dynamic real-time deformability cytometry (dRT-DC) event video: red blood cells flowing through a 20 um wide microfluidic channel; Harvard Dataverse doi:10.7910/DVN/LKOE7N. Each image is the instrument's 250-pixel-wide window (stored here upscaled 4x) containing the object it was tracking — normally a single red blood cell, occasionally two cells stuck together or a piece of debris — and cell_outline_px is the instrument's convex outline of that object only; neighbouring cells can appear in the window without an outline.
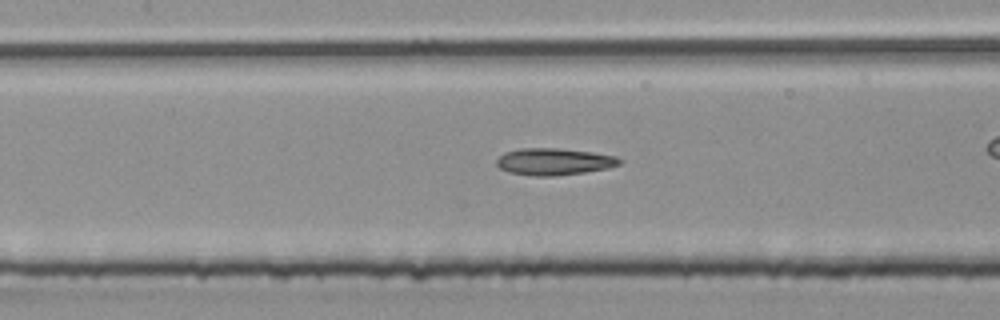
{"species": "common noctule bat (a hibernating species)", "species_latin": "Nyctalus noctula", "temperature_condition": "room temperature", "stored_images_in_passage": 25, "camera_frame_rate_fps": 3000, "um_per_image_px": 0.085, "animal": {"sex": "male", "body_mass_g": 20.4}, "frame": {"image": 1, "passage_image": 8, "time_ms": 2.333, "image_size_px": [1000, 320], "cell_outline_px": [[624, 160], [620, 164], [608, 168], [584, 172], [552, 176], [532, 176], [508, 172], [500, 168], [496, 164], [496, 160], [504, 152], [520, 148], [560, 148], [592, 152], [616, 156]], "centroid_in_image_um": [47.09, 13.73], "position_along_channel_um": 160.3, "area_um2": 19.36}}
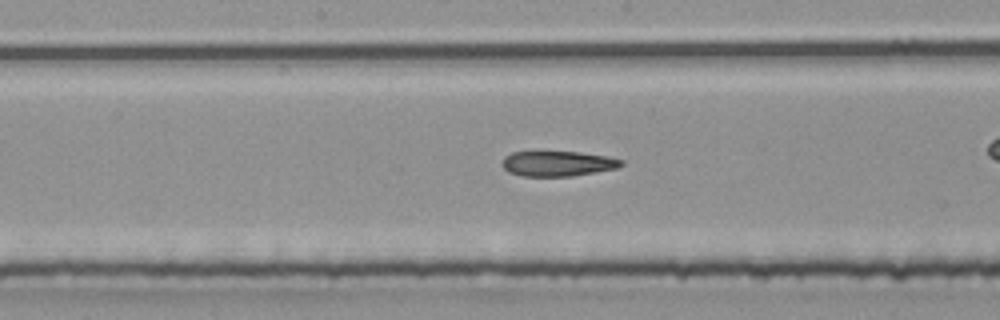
{"frame": {"image": 2, "passage_image": 11, "time_ms": 3.333, "image_size_px": [1000, 320], "cell_outline_px": [[624, 164], [616, 168], [572, 176], [520, 176], [508, 172], [500, 164], [504, 156], [512, 152], [540, 148], [576, 152], [608, 156], [624, 160]], "centroid_in_image_um": [47.31, 13.85], "position_along_channel_um": 200.9, "area_um2": 18.44}, "authors_computed_cell_mechanics": {"area_um2": 18.4382, "velocity_mm_per_s": 4.0536, "shape_relaxation_time_tau1_ms": 8.6732, "shape_relaxation_time_tau2_ms": 3.2237, "deformation_change_tau1": 0.1905, "deformation_change_tau2": 0.1259}}